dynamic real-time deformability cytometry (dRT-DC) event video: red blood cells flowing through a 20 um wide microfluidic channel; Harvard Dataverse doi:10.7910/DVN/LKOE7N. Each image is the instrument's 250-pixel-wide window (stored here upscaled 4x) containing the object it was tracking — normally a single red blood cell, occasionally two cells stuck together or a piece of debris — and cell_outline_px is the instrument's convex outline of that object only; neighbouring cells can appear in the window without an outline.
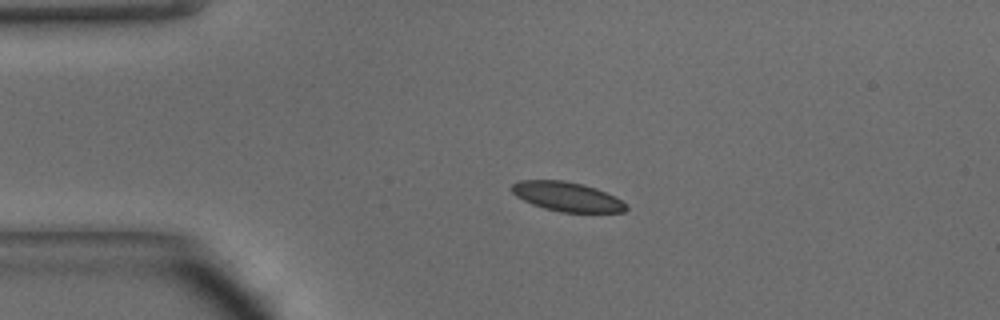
{"species": "common noctule bat (a hibernating species)", "species_latin": "Nyctalus noctula", "temperature_condition": "warm", "stored_images_in_passage": 20, "camera_frame_rate_fps": 3000, "um_per_image_px": 0.085, "animal": {"sex": "male", "body_mass_g": 15.6}, "frame": {"image": 1, "passage_image": 1, "time_ms": 0.0, "image_size_px": [1000, 320], "cell_outline_px": [[628, 208], [624, 212], [560, 212], [544, 208], [532, 204], [516, 196], [512, 192], [512, 184], [520, 180], [564, 180], [584, 184], [596, 188], [620, 200]], "centroid_in_image_um": [48.16, 16.71], "position_along_channel_um": 36.8, "area_um2": 19.36}}